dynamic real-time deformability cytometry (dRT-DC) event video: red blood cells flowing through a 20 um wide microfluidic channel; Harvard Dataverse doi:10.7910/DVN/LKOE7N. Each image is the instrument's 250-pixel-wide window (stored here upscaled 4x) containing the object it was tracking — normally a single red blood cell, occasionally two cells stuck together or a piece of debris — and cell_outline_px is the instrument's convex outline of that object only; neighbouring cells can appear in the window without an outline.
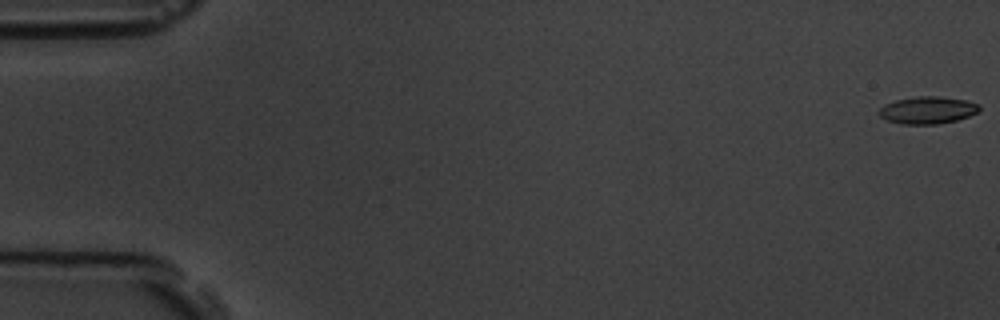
{"species": "common noctule bat (a hibernating species)", "species_latin": "Nyctalus noctula", "temperature_condition": "room temperature", "stored_images_in_passage": 6, "camera_frame_rate_fps": 3000, "um_per_image_px": 0.085, "animal": {"sex": "male", "body_mass_g": 19.5, "forearm_length_mm": 54.6}, "frame": {"image": 1, "passage_image": 1, "time_ms": 0.0, "image_size_px": [1000, 320], "cell_outline_px": [[980, 108], [976, 112], [968, 116], [956, 120], [936, 124], [900, 124], [888, 120], [880, 116], [876, 112], [884, 104], [896, 100], [916, 96], [940, 96], [964, 100], [980, 104]], "centroid_in_image_um": [78.81, 9.35], "position_along_channel_um": 6.2, "area_um2": 15.9}}
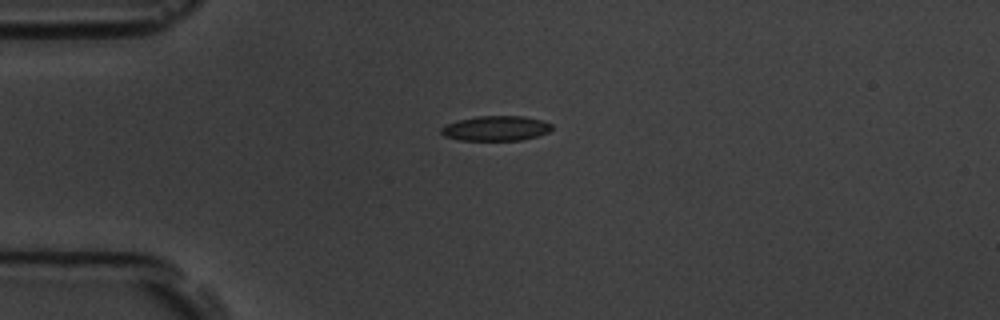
{"frame": {"image": 2, "passage_image": 5, "time_ms": 4.667, "image_size_px": [1000, 320], "cell_outline_px": [[552, 128], [548, 132], [524, 140], [460, 140], [444, 136], [440, 132], [440, 128], [456, 120], [476, 116], [524, 116], [544, 120], [552, 124]], "centroid_in_image_um": [42.16, 10.9], "position_along_channel_um": 42.8, "area_um2": 16.18}}